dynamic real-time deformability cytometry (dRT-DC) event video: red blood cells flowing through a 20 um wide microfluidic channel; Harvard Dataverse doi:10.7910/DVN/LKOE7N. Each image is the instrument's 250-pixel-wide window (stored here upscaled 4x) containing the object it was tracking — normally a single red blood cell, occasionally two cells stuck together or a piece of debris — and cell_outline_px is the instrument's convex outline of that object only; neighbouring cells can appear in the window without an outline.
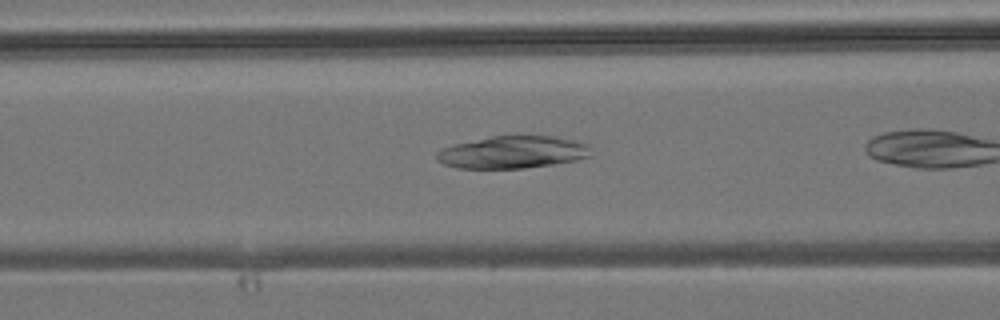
{"species": "common noctule bat (a hibernating species)", "species_latin": "Nyctalus noctula", "temperature_condition": "room temperature", "stored_images_in_passage": 7, "camera_frame_rate_fps": 3000, "um_per_image_px": 0.085, "animal": {"sex": "male", "body_mass_g": 19.2, "forearm_length_mm": 51.8}, "frame": {"image": 1, "passage_image": 6, "time_ms": 6.333, "image_size_px": [1000, 320], "cell_outline_px": [[592, 156], [576, 160], [552, 164], [524, 168], [456, 168], [444, 164], [436, 160], [436, 152], [452, 144], [492, 136], [556, 136], [588, 144]], "centroid_in_image_um": [43.56, 12.94], "position_along_channel_um": 123.0, "area_um2": 29.07}}